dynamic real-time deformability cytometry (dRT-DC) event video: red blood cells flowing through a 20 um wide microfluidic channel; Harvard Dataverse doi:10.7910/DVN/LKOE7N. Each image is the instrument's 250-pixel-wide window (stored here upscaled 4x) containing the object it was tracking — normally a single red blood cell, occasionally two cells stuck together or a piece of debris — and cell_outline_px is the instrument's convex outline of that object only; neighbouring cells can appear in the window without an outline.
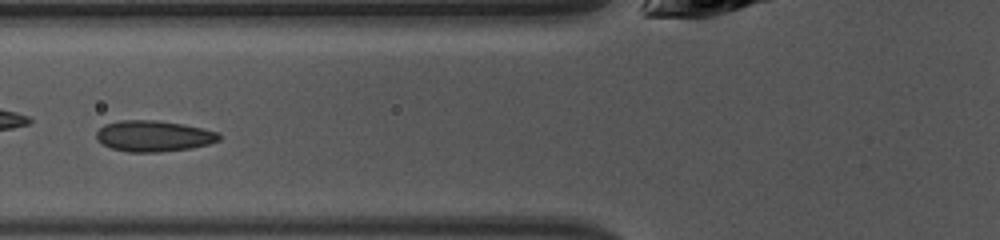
{"species": "common noctule bat (a hibernating species)", "species_latin": "Nyctalus noctula", "temperature_condition": "warm", "stored_images_in_passage": 32, "camera_frame_rate_fps": 3000, "um_per_image_px": 0.085, "animal": {"sex": "female", "body_mass_g": 10.0, "forearm_length_mm": 53.1}, "frame": {"image": 1, "passage_image": 5, "time_ms": 1.333, "image_size_px": [1000, 240], "cell_outline_px": [[220, 140], [208, 144], [192, 148], [160, 152], [128, 152], [112, 148], [96, 140], [96, 132], [104, 124], [120, 120], [156, 120], [184, 124], [220, 132]], "centroid_in_image_um": [13.07, 11.56], "position_along_channel_um": 112.7, "area_um2": 22.31}}
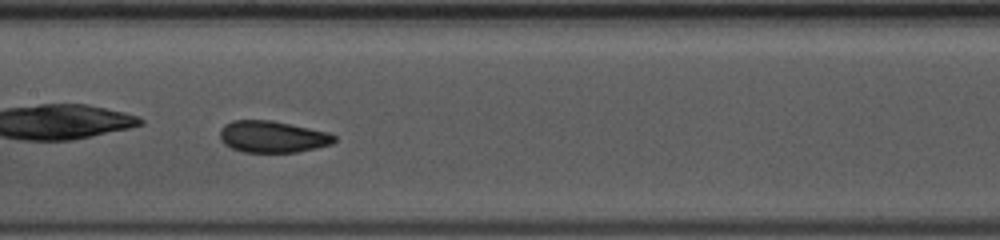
{"frame": {"image": 2, "passage_image": 10, "time_ms": 3.0, "image_size_px": [1000, 240], "cell_outline_px": [[336, 140], [332, 144], [316, 148], [296, 152], [244, 152], [232, 148], [224, 144], [220, 140], [220, 128], [224, 124], [232, 120], [272, 120], [328, 132], [336, 136]], "centroid_in_image_um": [23.15, 11.62], "position_along_channel_um": 184.3, "area_um2": 21.21}, "authors_computed_cell_mechanics": {"area_um2": 21.6172, "velocity_mm_per_s": 4.2562, "shape_relaxation_time_tau1_ms": 4.2322, "shape_relaxation_time_tau2_ms": 1.3522, "deformation_change_tau1": 0.1219, "deformation_change_tau2": 0.0633}}